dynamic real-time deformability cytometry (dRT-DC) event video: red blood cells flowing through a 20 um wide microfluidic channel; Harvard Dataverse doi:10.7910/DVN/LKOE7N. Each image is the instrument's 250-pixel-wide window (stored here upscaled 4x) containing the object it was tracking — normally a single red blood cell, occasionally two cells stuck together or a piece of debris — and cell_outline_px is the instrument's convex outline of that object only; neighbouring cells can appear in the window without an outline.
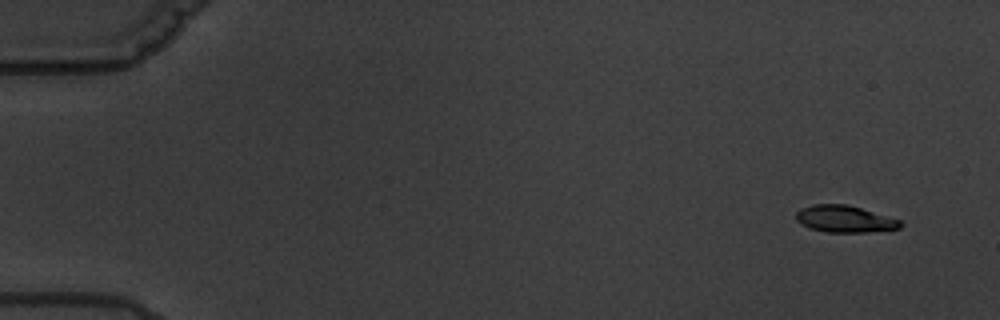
{"species": "common noctule bat (a hibernating species)", "species_latin": "Nyctalus noctula", "temperature_condition": "warm", "stored_images_in_passage": 8, "camera_frame_rate_fps": 3000, "um_per_image_px": 0.085, "animal": {"sex": "male", "body_mass_g": 19.5, "forearm_length_mm": 54.6}, "frame": {"image": 1, "passage_image": 2, "time_ms": 1.0, "image_size_px": [1000, 320], "cell_outline_px": [[904, 224], [900, 228], [868, 232], [828, 232], [808, 228], [800, 224], [796, 220], [796, 212], [800, 208], [812, 204], [848, 204], [900, 220]], "centroid_in_image_um": [71.76, 18.61], "position_along_channel_um": 13.2, "area_um2": 16.42}}
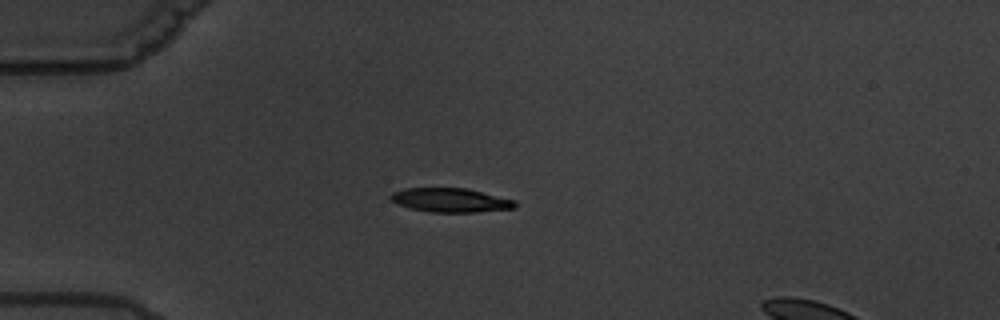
{"frame": {"image": 2, "passage_image": 5, "time_ms": 5.333, "image_size_px": [1000, 320], "cell_outline_px": [[516, 208], [476, 212], [432, 212], [412, 208], [396, 204], [388, 196], [392, 192], [404, 188], [468, 188], [516, 200]], "centroid_in_image_um": [38.31, 17.0], "position_along_channel_um": 46.7, "area_um2": 17.51}}